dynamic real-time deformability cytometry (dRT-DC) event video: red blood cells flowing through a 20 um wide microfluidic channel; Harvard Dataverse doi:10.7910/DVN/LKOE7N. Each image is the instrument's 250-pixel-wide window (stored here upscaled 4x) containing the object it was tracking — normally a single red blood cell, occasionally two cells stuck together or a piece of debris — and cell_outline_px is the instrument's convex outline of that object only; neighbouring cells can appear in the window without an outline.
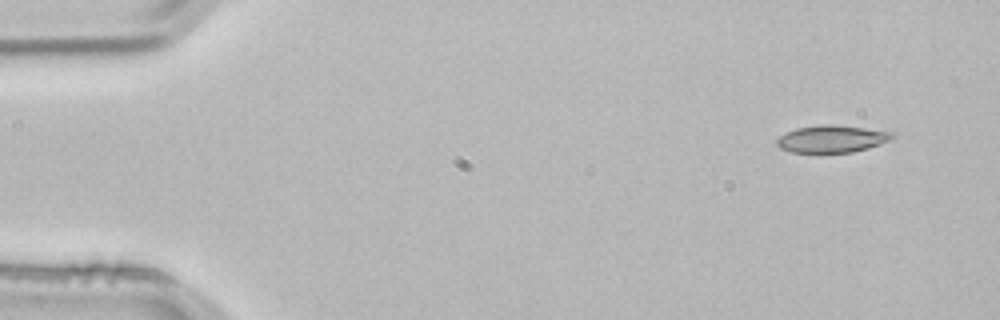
{"species": "common noctule bat (a hibernating species)", "species_latin": "Nyctalus noctula", "temperature_condition": "room temperature", "stored_images_in_passage": 3, "segment_of_instrument_passage": [2, 2], "camera_frame_rate_fps": 3000, "um_per_image_px": 0.085, "animal": {"sex": "male", "body_mass_g": 21.5, "forearm_length_mm": 52.0}, "frame": {"image": 1, "passage_image": 3, "time_ms": 0.667, "image_size_px": [1000, 320], "cell_outline_px": [[892, 136], [888, 140], [880, 144], [868, 148], [852, 152], [792, 152], [780, 148], [776, 144], [776, 140], [780, 136], [796, 128], [820, 124], [828, 124], [864, 128], [892, 132]], "centroid_in_image_um": [70.66, 11.8], "position_along_channel_um": 14.3, "area_um2": 17.98}}